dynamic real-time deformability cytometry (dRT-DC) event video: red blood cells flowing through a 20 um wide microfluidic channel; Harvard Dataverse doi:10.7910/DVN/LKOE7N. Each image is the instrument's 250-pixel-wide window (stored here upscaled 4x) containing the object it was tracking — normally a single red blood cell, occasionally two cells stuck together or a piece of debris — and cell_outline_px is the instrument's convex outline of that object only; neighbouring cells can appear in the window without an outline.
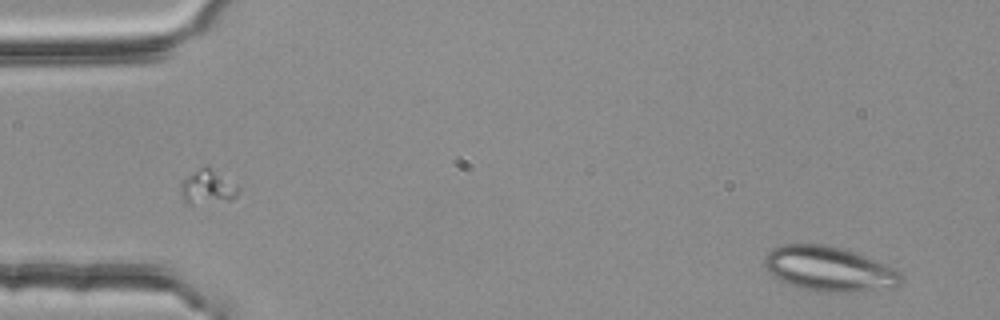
{"species": "common noctule bat (a hibernating species)", "species_latin": "Nyctalus noctula", "temperature_condition": "room temperature", "stored_images_in_passage": 4, "camera_frame_rate_fps": 3000, "um_per_image_px": 0.085, "animal": {"sex": "female", "body_mass_g": 25.1}, "frame": {"image": 1, "passage_image": 1, "time_ms": 0.0, "image_size_px": [1000, 320], "cell_outline_px": [[904, 284], [896, 288], [856, 292], [816, 292], [800, 288], [788, 284], [780, 280], [768, 272], [764, 264], [764, 256], [772, 248], [784, 244], [824, 244], [856, 252], [884, 264], [900, 272], [904, 276]], "centroid_in_image_um": [70.51, 22.88], "position_along_channel_um": 14.5, "area_um2": 36.18}}